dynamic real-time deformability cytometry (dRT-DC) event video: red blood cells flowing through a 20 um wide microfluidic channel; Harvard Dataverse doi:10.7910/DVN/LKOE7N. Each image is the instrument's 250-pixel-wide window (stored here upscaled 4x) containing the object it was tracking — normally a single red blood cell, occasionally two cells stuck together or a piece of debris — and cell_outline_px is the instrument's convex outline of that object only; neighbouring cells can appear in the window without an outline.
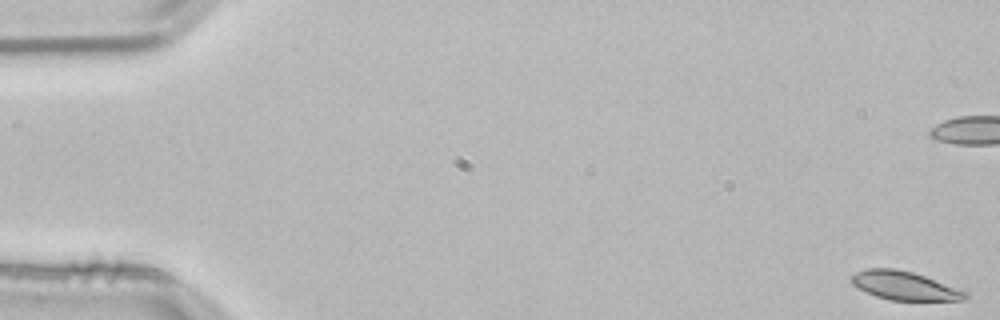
{"species": "common noctule bat (a hibernating species)", "species_latin": "Nyctalus noctula", "temperature_condition": "room temperature", "stored_images_in_passage": 55, "camera_frame_rate_fps": 3000, "um_per_image_px": 0.085, "animal": {"sex": "male", "body_mass_g": 21.5, "forearm_length_mm": 52.0}, "frame": {"image": 1, "passage_image": 1, "time_ms": 0.0, "image_size_px": [1000, 320], "cell_outline_px": [[968, 296], [964, 300], [888, 300], [876, 296], [852, 284], [848, 280], [856, 272], [868, 268], [896, 268], [912, 272], [924, 276], [968, 292]], "centroid_in_image_um": [76.86, 24.28], "position_along_channel_um": 8.1, "area_um2": 18.79}, "authors_computed_cell_mechanics": {"area_um2": 19.4208, "velocity_mm_per_s": 3.779, "shape_relaxation_time_tau1_ms": 8.543, "shape_relaxation_time_tau2_ms": 1.5951, "deformation_change_tau1": 0.1197, "deformation_change_tau2": 0.0577}}